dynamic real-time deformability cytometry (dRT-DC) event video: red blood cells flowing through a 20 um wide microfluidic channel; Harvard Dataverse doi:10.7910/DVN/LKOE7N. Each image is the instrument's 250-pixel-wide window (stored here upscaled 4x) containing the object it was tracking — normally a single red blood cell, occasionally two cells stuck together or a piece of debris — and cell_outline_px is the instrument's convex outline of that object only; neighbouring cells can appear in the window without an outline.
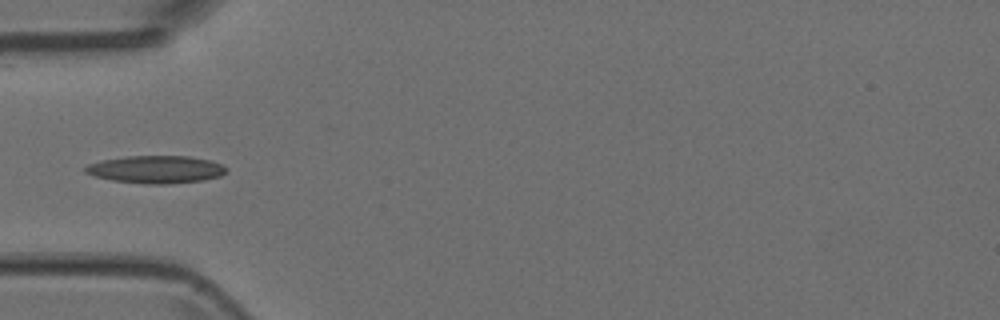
{"species": "Egyptian fruit bat (a non-hibernating species)", "species_latin": "Rousettus aegyptiacus", "temperature_condition": "room temperature", "stored_images_in_passage": 3, "camera_frame_rate_fps": 3000, "um_per_image_px": 0.085, "animal": {"sex": "female"}, "frame": {"image": 1, "passage_image": 1, "time_ms": 0.0, "image_size_px": [1000, 320], "cell_outline_px": [[228, 172], [220, 176], [204, 180], [168, 184], [144, 184], [112, 180], [96, 176], [84, 172], [84, 168], [88, 164], [104, 160], [128, 156], [188, 156], [212, 160], [228, 168]], "centroid_in_image_um": [13.31, 14.4], "position_along_channel_um": 71.7, "area_um2": 22.72}}
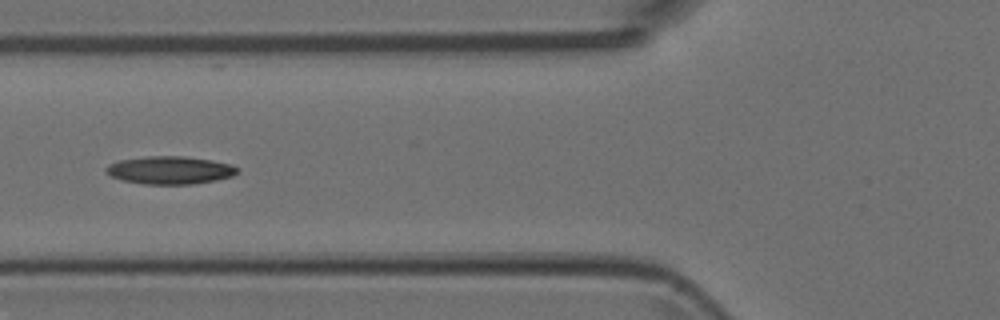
{"frame": {"image": 2, "passage_image": 2, "time_ms": 0.333, "image_size_px": [1000, 320], "cell_outline_px": [[240, 172], [232, 176], [216, 180], [192, 184], [144, 184], [124, 180], [112, 176], [104, 172], [104, 168], [108, 164], [120, 160], [148, 156], [184, 156], [212, 160], [232, 164], [240, 168]], "centroid_in_image_um": [14.48, 14.46], "position_along_channel_um": 111.3, "area_um2": 21.44}}
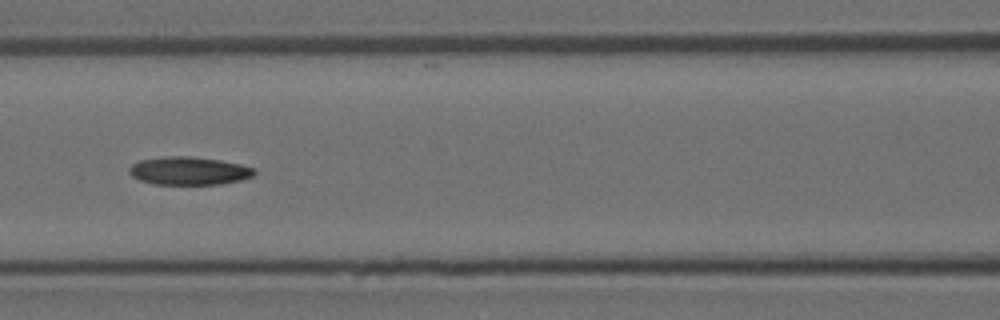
{"frame": {"image": 3, "passage_image": 3, "time_ms": 0.667, "image_size_px": [1000, 320], "cell_outline_px": [[256, 172], [252, 176], [240, 180], [220, 184], [152, 184], [140, 180], [132, 176], [128, 172], [128, 168], [132, 164], [140, 160], [160, 156], [192, 156], [220, 160], [240, 164], [256, 168]], "centroid_in_image_um": [16.04, 14.51], "position_along_channel_um": 150.6, "area_um2": 20.63}}